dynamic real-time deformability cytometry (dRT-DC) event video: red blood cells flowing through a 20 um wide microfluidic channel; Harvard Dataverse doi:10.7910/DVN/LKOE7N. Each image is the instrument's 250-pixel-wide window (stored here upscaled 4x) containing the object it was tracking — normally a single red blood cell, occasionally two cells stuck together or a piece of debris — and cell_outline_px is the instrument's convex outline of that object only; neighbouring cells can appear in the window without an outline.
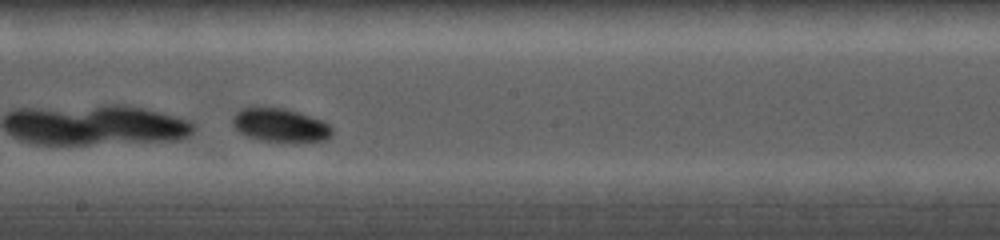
{"species": "common noctule bat (a hibernating species)", "species_latin": "Nyctalus noctula", "temperature_condition": "cold", "stored_images_in_passage": 56, "camera_frame_rate_fps": 5000, "um_per_image_px": 0.085, "animal": {"sex": "female", "body_mass_g": 19.0, "forearm_length_mm": 56.7}, "frame": {"image": 1, "passage_image": 24, "time_ms": 3.8, "image_size_px": [1000, 240], "cell_outline_px": [[332, 136], [328, 140], [296, 144], [292, 144], [260, 140], [244, 136], [232, 124], [232, 116], [240, 108], [256, 104], [288, 108], [324, 120], [332, 128]], "centroid_in_image_um": [23.82, 10.63], "position_along_channel_um": 224.4, "area_um2": 20.98}}